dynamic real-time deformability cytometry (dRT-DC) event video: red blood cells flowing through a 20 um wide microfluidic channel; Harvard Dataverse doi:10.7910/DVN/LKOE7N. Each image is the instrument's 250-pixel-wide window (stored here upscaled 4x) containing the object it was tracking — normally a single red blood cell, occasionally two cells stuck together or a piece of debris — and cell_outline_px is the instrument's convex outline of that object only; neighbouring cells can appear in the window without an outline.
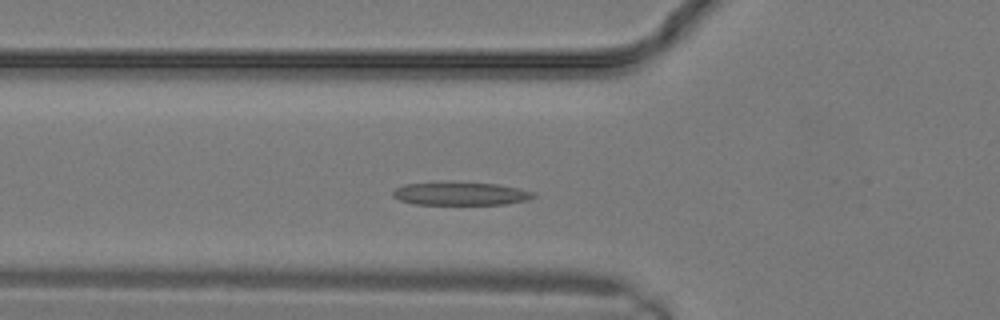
{"species": "common noctule bat (a hibernating species)", "species_latin": "Nyctalus noctula", "temperature_condition": "warm", "stored_images_in_passage": 6, "camera_frame_rate_fps": 3000, "um_per_image_px": 0.085, "animal": {"sex": "male", "body_mass_g": 19.2, "forearm_length_mm": 51.8}, "frame": {"image": 1, "passage_image": 4, "time_ms": 1.0, "image_size_px": [1000, 320], "cell_outline_px": [[536, 196], [528, 200], [504, 204], [416, 204], [400, 200], [392, 196], [392, 192], [396, 188], [404, 184], [496, 184], [536, 192]], "centroid_in_image_um": [39.19, 16.49], "position_along_channel_um": 86.6, "area_um2": 18.09}}
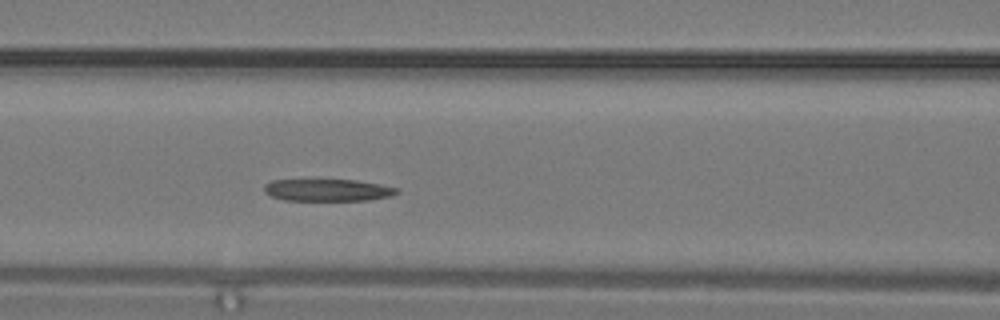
{"frame": {"image": 2, "passage_image": 6, "time_ms": 1.667, "image_size_px": [1000, 320], "cell_outline_px": [[400, 192], [392, 196], [368, 200], [284, 200], [272, 196], [264, 192], [264, 184], [272, 180], [356, 180], [380, 184], [400, 188]], "centroid_in_image_um": [27.89, 16.15], "position_along_channel_um": 138.7, "area_um2": 17.11}}